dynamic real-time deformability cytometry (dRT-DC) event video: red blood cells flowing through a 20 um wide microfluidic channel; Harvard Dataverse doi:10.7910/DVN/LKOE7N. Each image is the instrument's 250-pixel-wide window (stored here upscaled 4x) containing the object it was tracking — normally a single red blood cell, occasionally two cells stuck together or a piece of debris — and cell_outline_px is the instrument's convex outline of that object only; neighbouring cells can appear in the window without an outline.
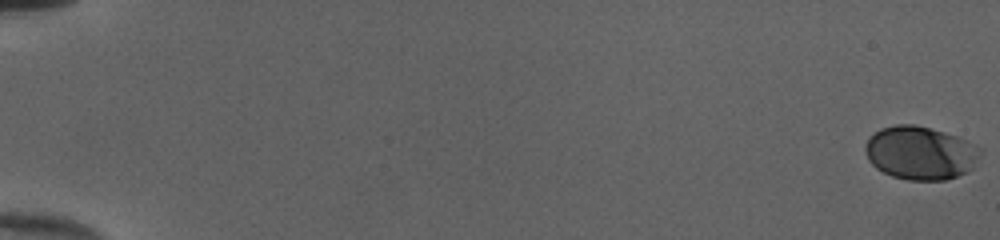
{"species": "human", "species_latin": "Homo sapiens", "temperature_condition": "cold", "stored_images_in_passage": 54, "camera_frame_rate_fps": 3000, "um_per_image_px": 0.085, "donor": {"sex": "female"}, "frame": {"image": 1, "passage_image": 1, "time_ms": 0.0, "image_size_px": [1000, 240], "cell_outline_px": [[984, 148], [980, 156], [972, 168], [968, 172], [944, 180], [908, 180], [892, 176], [876, 168], [868, 160], [864, 152], [864, 148], [868, 136], [880, 128], [896, 124], [912, 124], [944, 132], [956, 136]], "centroid_in_image_um": [78.22, 12.99], "position_along_channel_um": 6.8, "area_um2": 36.07}}
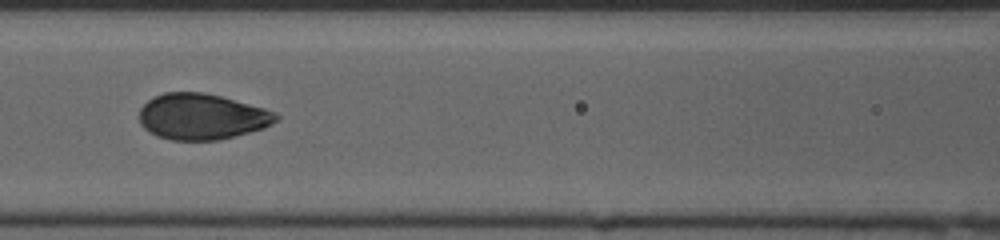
{"frame": {"image": 2, "passage_image": 27, "time_ms": 8.667, "image_size_px": [1000, 240], "cell_outline_px": [[280, 116], [272, 124], [264, 128], [220, 140], [168, 140], [156, 136], [148, 132], [140, 124], [140, 108], [152, 96], [164, 92], [204, 92], [220, 96], [264, 108], [276, 112]], "centroid_in_image_um": [17.13, 9.91], "position_along_channel_um": 149.5, "area_um2": 36.82}}
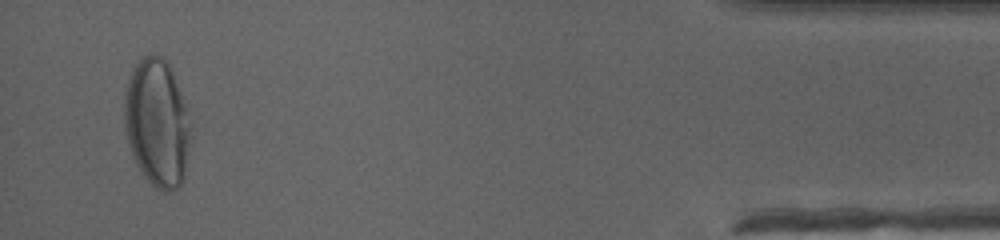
{"frame": {"image": 3, "passage_image": 52, "time_ms": 17.0, "image_size_px": [1000, 240], "cell_outline_px": [[192, 124], [184, 176], [180, 184], [176, 188], [168, 192], [164, 192], [156, 188], [140, 172], [132, 156], [128, 144], [124, 128], [124, 96], [128, 80], [136, 64], [144, 56], [152, 52], [160, 56], [168, 64], [172, 72]], "centroid_in_image_um": [13.33, 10.47], "position_along_channel_um": 421.9, "area_um2": 49.3}, "authors_computed_cell_mechanics": {"area_um2": 36.7897, "velocity_mm_per_s": 4.0161, "shape_relaxation_time_tau1_ms": 3.8014, "shape_relaxation_time_tau2_ms": null, "deformation_change_tau1": 0.1813, "deformation_change_tau2": null}}